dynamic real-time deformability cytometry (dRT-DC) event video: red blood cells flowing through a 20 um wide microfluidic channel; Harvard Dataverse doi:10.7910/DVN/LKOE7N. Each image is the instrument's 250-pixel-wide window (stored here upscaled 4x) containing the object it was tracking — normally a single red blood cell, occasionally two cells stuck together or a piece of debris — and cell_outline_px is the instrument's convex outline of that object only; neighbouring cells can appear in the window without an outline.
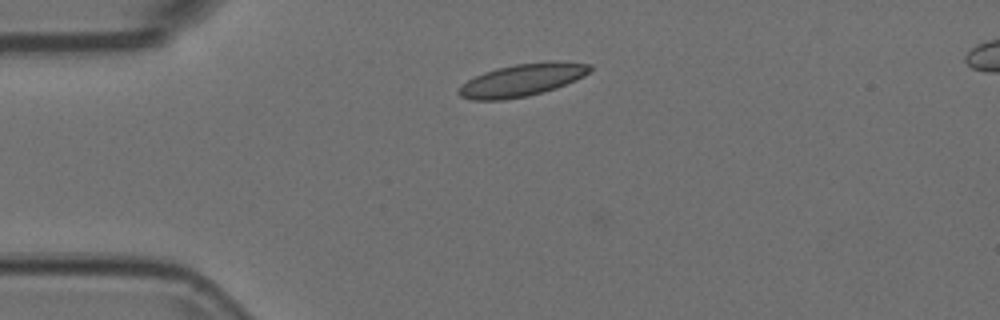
{"species": "Egyptian fruit bat (a non-hibernating species)", "species_latin": "Rousettus aegyptiacus", "temperature_condition": "room temperature", "stored_images_in_passage": 3, "camera_frame_rate_fps": 3000, "um_per_image_px": 0.085, "animal": {"sex": "female"}, "frame": {"image": 1, "passage_image": 2, "time_ms": 0.333, "image_size_px": [1000, 320], "cell_outline_px": [[592, 68], [584, 76], [576, 80], [556, 88], [528, 96], [504, 100], [472, 100], [460, 96], [456, 92], [468, 80], [484, 72], [496, 68], [516, 64], [548, 60], [560, 60], [592, 64]], "centroid_in_image_um": [44.42, 6.79], "position_along_channel_um": 40.6, "area_um2": 25.03}}